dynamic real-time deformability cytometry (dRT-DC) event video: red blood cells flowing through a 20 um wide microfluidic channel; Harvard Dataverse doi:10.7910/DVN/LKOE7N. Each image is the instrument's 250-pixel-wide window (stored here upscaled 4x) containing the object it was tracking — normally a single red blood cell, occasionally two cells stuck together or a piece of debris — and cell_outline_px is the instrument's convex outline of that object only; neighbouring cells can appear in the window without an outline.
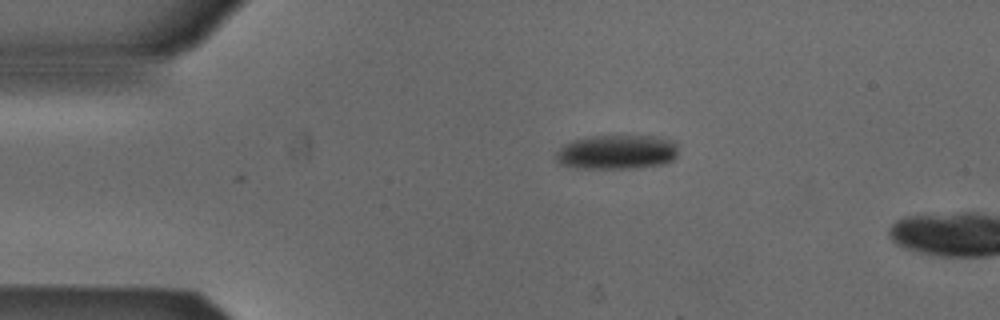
{"species": "Egyptian fruit bat (a non-hibernating species)", "species_latin": "Rousettus aegyptiacus", "temperature_condition": "cold", "stored_images_in_passage": 2, "camera_frame_rate_fps": 3000, "um_per_image_px": 0.085, "animal": {"sex": "male"}, "frame": {"image": 1, "passage_image": 2, "time_ms": 0.333, "image_size_px": [1000, 320], "cell_outline_px": [[676, 156], [672, 160], [664, 164], [636, 168], [576, 168], [560, 164], [556, 160], [556, 152], [564, 144], [572, 140], [592, 136], [656, 136], [672, 140], [676, 144]], "centroid_in_image_um": [52.42, 12.93], "position_along_channel_um": 32.6, "area_um2": 24.57}}